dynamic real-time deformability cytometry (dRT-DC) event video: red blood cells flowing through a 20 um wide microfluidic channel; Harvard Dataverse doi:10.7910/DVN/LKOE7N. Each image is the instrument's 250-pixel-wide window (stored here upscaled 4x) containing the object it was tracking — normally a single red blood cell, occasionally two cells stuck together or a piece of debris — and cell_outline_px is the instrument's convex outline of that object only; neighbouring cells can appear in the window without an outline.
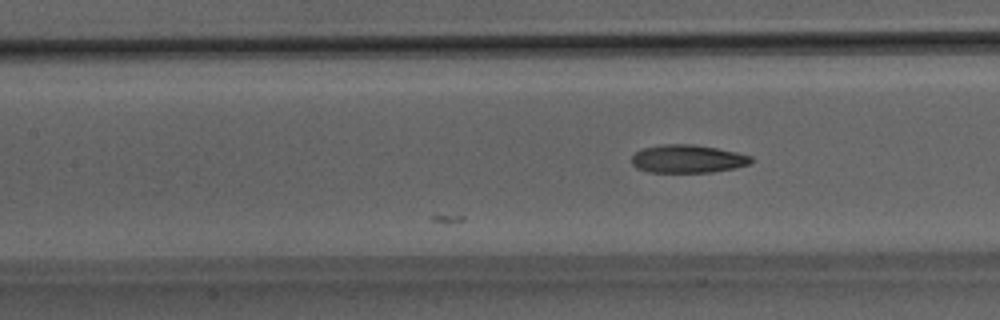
{"species": "Egyptian fruit bat (a non-hibernating species)", "species_latin": "Rousettus aegyptiacus", "temperature_condition": "room temperature", "stored_images_in_passage": 13, "camera_frame_rate_fps": 3000, "um_per_image_px": 0.085, "animal": {"sex": "male"}, "frame": {"image": 1, "passage_image": 13, "time_ms": 4.0, "image_size_px": [1000, 320], "cell_outline_px": [[752, 164], [736, 168], [712, 172], [648, 172], [636, 168], [632, 164], [632, 156], [640, 148], [660, 144], [692, 144], [716, 148], [736, 152], [752, 156]], "centroid_in_image_um": [58.44, 13.5], "position_along_channel_um": 149.0, "area_um2": 19.77}}